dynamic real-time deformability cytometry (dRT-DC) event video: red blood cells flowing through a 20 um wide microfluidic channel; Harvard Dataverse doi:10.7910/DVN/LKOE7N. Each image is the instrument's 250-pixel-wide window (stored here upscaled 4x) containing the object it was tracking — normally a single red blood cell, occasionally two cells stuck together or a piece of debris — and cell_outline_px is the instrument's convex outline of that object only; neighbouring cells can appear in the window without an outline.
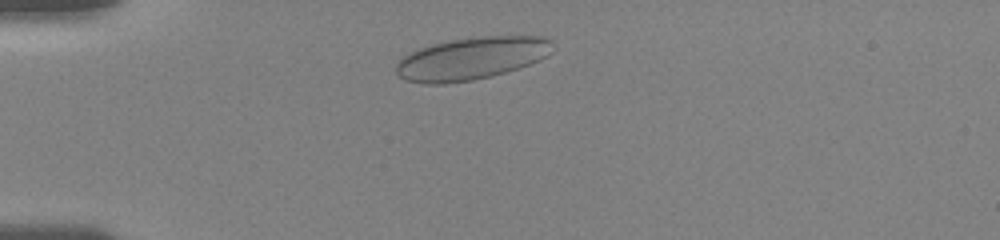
{"species": "human", "species_latin": "Homo sapiens", "temperature_condition": "room temperature", "stored_images_in_passage": 53, "camera_frame_rate_fps": 3000, "um_per_image_px": 0.085, "donor": {"sex": "female"}, "frame": {"image": 1, "passage_image": 6, "time_ms": 1.0, "image_size_px": [1000, 240], "cell_outline_px": [[552, 52], [548, 56], [540, 60], [504, 72], [472, 80], [444, 84], [428, 84], [404, 80], [396, 72], [396, 64], [404, 56], [416, 48], [432, 44], [452, 40], [480, 36], [544, 36], [552, 40]], "centroid_in_image_um": [40.07, 4.96], "position_along_channel_um": 44.9, "area_um2": 38.67}}
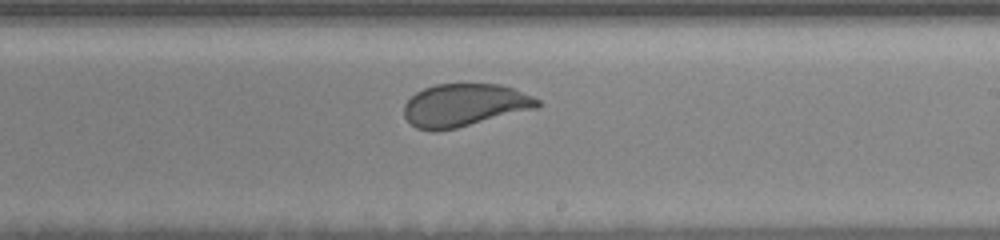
{"frame": {"image": 2, "passage_image": 28, "time_ms": 7.333, "image_size_px": [1000, 240], "cell_outline_px": [[544, 104], [540, 108], [456, 128], [436, 132], [432, 132], [416, 128], [404, 116], [404, 104], [416, 92], [424, 88], [436, 84], [500, 84], [512, 88], [532, 96], [540, 100]], "centroid_in_image_um": [39.51, 8.95], "position_along_channel_um": 249.5, "area_um2": 33.52}}
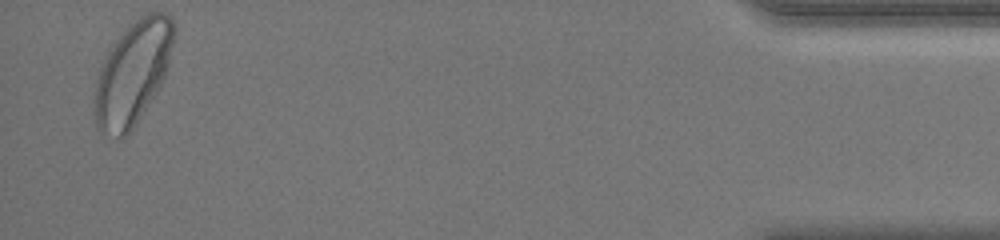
{"frame": {"image": 3, "passage_image": 52, "time_ms": 14.0, "image_size_px": [1000, 240], "cell_outline_px": [[176, 32], [168, 64], [164, 76], [160, 84], [136, 124], [124, 136], [116, 136], [100, 132], [96, 124], [96, 84], [100, 68], [108, 48], [128, 24], [144, 12], [164, 12], [176, 24]], "centroid_in_image_um": [11.31, 6.11], "position_along_channel_um": 423.9, "area_um2": 47.34}, "authors_computed_cell_mechanics": {"area_um2": 36.7608, "velocity_mm_per_s": 3.6741, "shape_relaxation_time_tau1_ms": 3.8206, "shape_relaxation_time_tau2_ms": null, "deformation_change_tau1": 0.0907, "deformation_change_tau2": null}}